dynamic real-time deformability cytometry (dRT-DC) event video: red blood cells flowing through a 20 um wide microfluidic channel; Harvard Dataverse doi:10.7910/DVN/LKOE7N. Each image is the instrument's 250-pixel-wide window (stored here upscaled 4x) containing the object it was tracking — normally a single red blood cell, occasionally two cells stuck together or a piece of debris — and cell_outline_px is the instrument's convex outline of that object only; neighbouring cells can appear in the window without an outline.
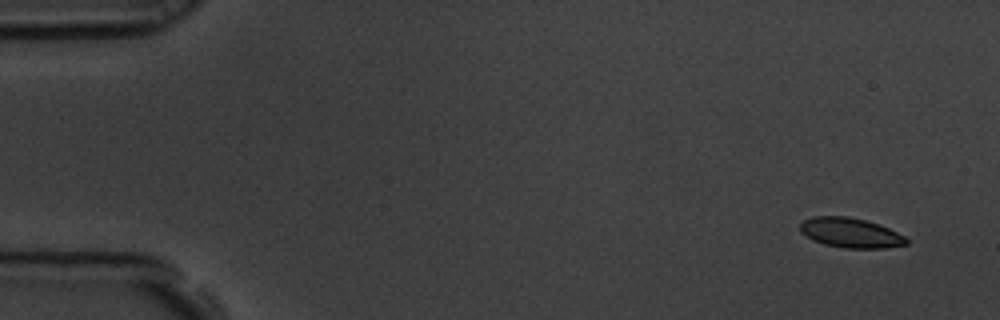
{"species": "common noctule bat (a hibernating species)", "species_latin": "Nyctalus noctula", "temperature_condition": "room temperature", "stored_images_in_passage": 5, "camera_frame_rate_fps": 3000, "um_per_image_px": 0.085, "animal": {"sex": "male", "body_mass_g": 19.5, "forearm_length_mm": 54.6}, "frame": {"image": 1, "passage_image": 1, "time_ms": 0.0, "image_size_px": [1000, 320], "cell_outline_px": [[908, 244], [884, 248], [844, 248], [824, 244], [812, 240], [800, 232], [800, 224], [804, 220], [816, 216], [848, 216], [864, 220], [888, 228], [904, 236], [908, 240]], "centroid_in_image_um": [72.27, 19.79], "position_along_channel_um": 12.7, "area_um2": 18.32}}
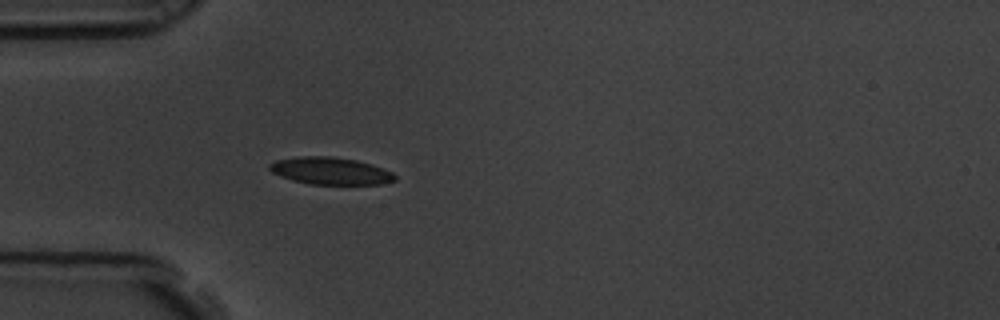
{"frame": {"image": 2, "passage_image": 5, "time_ms": 1.333, "image_size_px": [1000, 320], "cell_outline_px": [[396, 180], [380, 184], [308, 184], [292, 180], [280, 176], [272, 172], [268, 168], [268, 164], [276, 160], [300, 156], [332, 156], [356, 160], [372, 164], [384, 168], [392, 172], [396, 176]], "centroid_in_image_um": [28.08, 14.52], "position_along_channel_um": 56.9, "area_um2": 20.0}}